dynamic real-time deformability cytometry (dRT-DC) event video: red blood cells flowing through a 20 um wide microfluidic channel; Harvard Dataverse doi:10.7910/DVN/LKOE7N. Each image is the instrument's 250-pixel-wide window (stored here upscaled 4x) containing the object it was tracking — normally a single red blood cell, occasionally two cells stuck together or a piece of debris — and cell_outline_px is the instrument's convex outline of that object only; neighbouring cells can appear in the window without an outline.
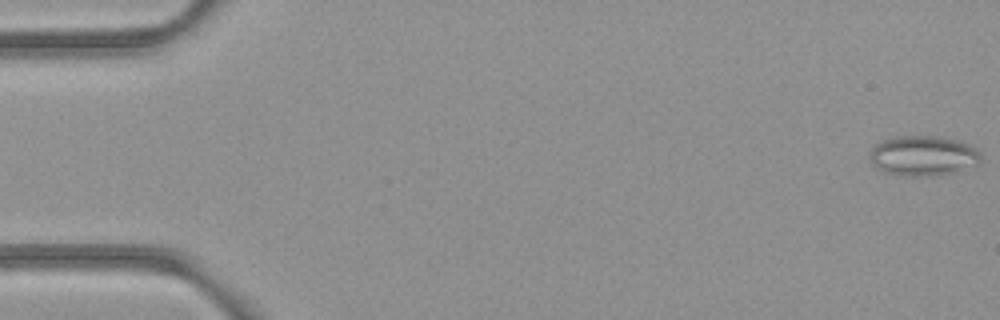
{"species": "common noctule bat (a hibernating species)", "species_latin": "Nyctalus noctula", "temperature_condition": "room temperature", "stored_images_in_passage": 53, "camera_frame_rate_fps": 3000, "um_per_image_px": 0.085, "animal": {"sex": "female", "body_mass_g": 21.9}, "frame": {"image": 1, "passage_image": 1, "time_ms": 0.0, "image_size_px": [1000, 320], "cell_outline_px": [[980, 160], [976, 164], [936, 176], [908, 176], [884, 172], [876, 168], [872, 164], [868, 156], [872, 148], [876, 144], [884, 140], [896, 136], [936, 136], [960, 140], [972, 144], [980, 152]], "centroid_in_image_um": [78.44, 13.22], "position_along_channel_um": 6.6, "area_um2": 25.95}}
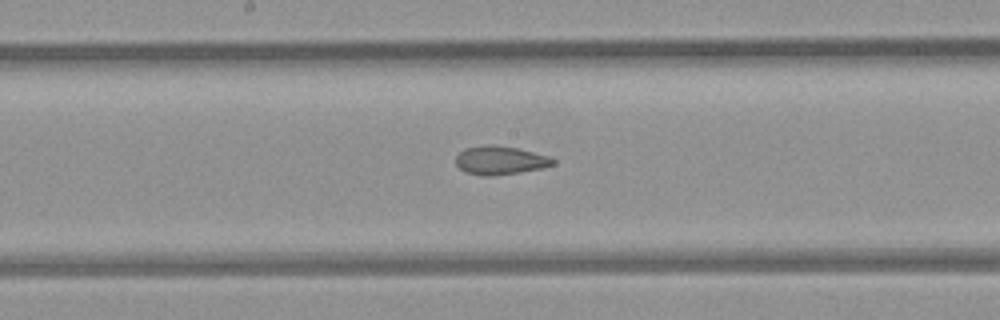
{"frame": {"image": 2, "passage_image": 28, "time_ms": 9.0, "image_size_px": [1000, 320], "cell_outline_px": [[556, 164], [544, 168], [520, 172], [492, 176], [484, 176], [464, 172], [456, 164], [456, 156], [464, 148], [516, 148], [552, 156], [556, 160]], "centroid_in_image_um": [42.6, 13.69], "position_along_channel_um": 205.6, "area_um2": 15.61}}
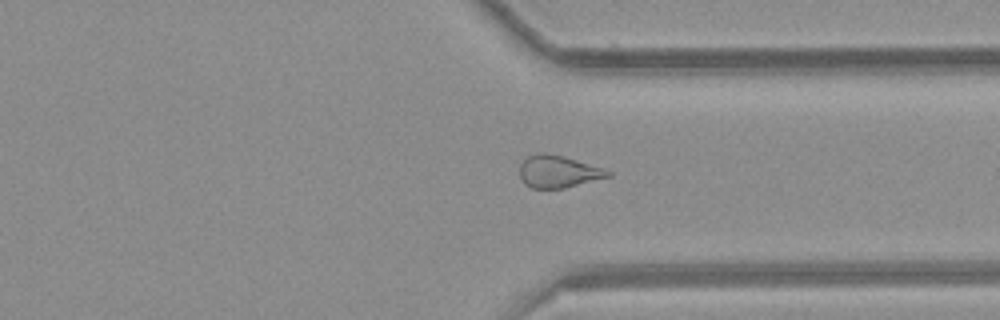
{"frame": {"image": 3, "passage_image": 40, "time_ms": 13.0, "image_size_px": [1000, 320], "cell_outline_px": [[612, 176], [564, 188], [532, 188], [524, 184], [520, 180], [520, 164], [528, 156], [536, 152], [548, 152], [564, 156], [604, 168], [612, 172]], "centroid_in_image_um": [47.44, 14.57], "position_along_channel_um": 364.0, "area_um2": 16.82}, "authors_computed_cell_mechanics": {"area_um2": 18.3226, "velocity_mm_per_s": 3.9758, "shape_relaxation_time_tau1_ms": null, "shape_relaxation_time_tau2_ms": 2.3277, "deformation_change_tau1": null, "deformation_change_tau2": 0.1008}}